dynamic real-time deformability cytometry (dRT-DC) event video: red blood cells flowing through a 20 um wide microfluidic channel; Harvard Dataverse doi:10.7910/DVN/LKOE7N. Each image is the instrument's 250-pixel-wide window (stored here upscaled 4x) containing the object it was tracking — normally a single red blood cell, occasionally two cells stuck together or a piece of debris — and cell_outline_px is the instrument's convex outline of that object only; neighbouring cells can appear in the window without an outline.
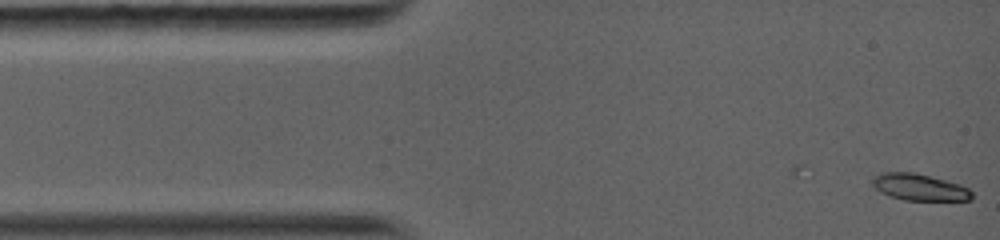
{"species": "common noctule bat (a hibernating species)", "species_latin": "Nyctalus noctula", "temperature_condition": "warm", "stored_images_in_passage": 27, "camera_frame_rate_fps": 5000, "um_per_image_px": 0.085, "animal": {"sex": "female", "body_mass_g": 19.0, "forearm_length_mm": 56.7}, "frame": {"image": 1, "passage_image": 1, "time_ms": 0.0, "image_size_px": [1000, 240], "cell_outline_px": [[972, 200], [904, 200], [880, 192], [872, 184], [872, 176], [884, 172], [912, 172], [944, 180], [968, 188], [972, 192]], "centroid_in_image_um": [78.12, 15.91], "position_along_channel_um": 6.9, "area_um2": 15.14}}
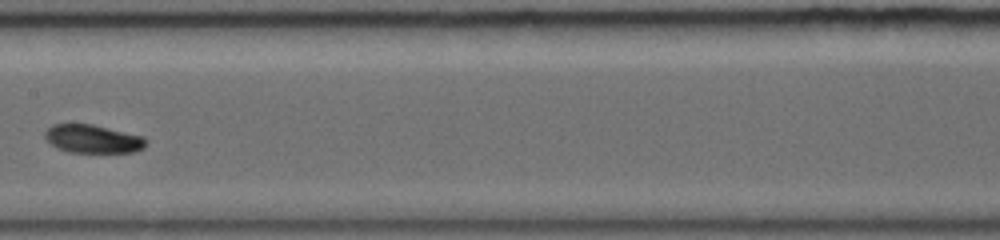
{"frame": {"image": 2, "passage_image": 12, "time_ms": 6.6, "image_size_px": [1000, 240], "cell_outline_px": [[148, 144], [144, 148], [132, 152], [68, 152], [52, 144], [44, 136], [44, 132], [52, 124], [92, 124], [144, 136], [148, 140]], "centroid_in_image_um": [7.94, 11.8], "position_along_channel_um": 199.5, "area_um2": 16.65}}
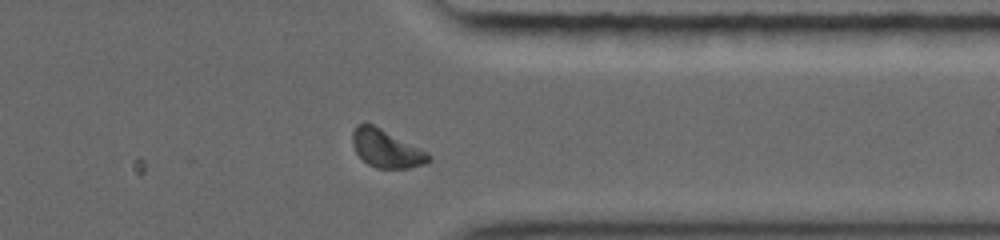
{"frame": {"image": 3, "passage_image": 23, "time_ms": 11.0, "image_size_px": [1000, 240], "cell_outline_px": [[432, 160], [424, 164], [408, 168], [376, 168], [368, 164], [356, 152], [352, 144], [352, 132], [356, 124], [372, 124], [428, 152], [432, 156]], "centroid_in_image_um": [32.84, 12.64], "position_along_channel_um": 378.6, "area_um2": 16.65}, "authors_computed_cell_mechanics": {"area_um2": 16.4152, "velocity_mm_per_s": 4.1046, "shape_relaxation_time_tau1_ms": 3.4041, "shape_relaxation_time_tau2_ms": null, "deformation_change_tau1": 0.1442, "deformation_change_tau2": null}}